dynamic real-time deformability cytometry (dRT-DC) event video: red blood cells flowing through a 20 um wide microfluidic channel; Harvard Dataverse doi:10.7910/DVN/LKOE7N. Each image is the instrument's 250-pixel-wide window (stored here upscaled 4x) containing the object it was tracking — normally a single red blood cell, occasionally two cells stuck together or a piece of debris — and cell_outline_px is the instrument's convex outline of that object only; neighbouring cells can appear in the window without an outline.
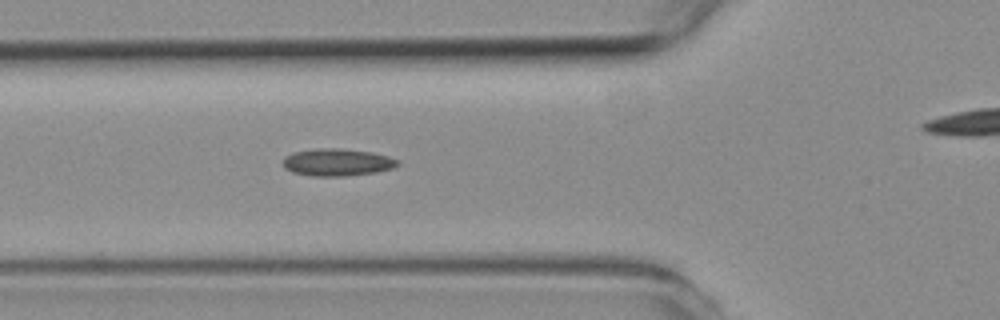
{"species": "common noctule bat (a hibernating species)", "species_latin": "Nyctalus noctula", "temperature_condition": "room temperature", "stored_images_in_passage": 6, "segment_of_instrument_passage": [1, 2], "camera_frame_rate_fps": 3000, "um_per_image_px": 0.085, "animal": {"sex": "female", "body_mass_g": 19.3, "forearm_length_mm": 54.1}, "frame": {"image": 1, "passage_image": 5, "time_ms": 5.333, "image_size_px": [1000, 320], "cell_outline_px": [[400, 164], [392, 168], [376, 172], [348, 176], [312, 176], [292, 172], [284, 168], [284, 156], [292, 152], [316, 148], [340, 148], [372, 152], [388, 156], [400, 160]], "centroid_in_image_um": [28.67, 13.79], "position_along_channel_um": 97.1, "area_um2": 18.44}}